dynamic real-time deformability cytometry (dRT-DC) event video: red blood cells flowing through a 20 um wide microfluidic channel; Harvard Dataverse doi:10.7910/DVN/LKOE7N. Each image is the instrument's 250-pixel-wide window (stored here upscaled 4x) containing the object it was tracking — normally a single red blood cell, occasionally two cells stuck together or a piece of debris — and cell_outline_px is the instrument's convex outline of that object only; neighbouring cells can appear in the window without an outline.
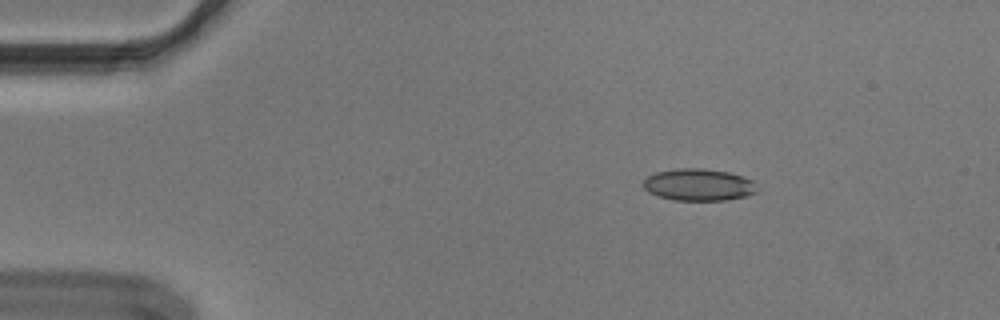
{"species": "Egyptian fruit bat (a non-hibernating species)", "species_latin": "Rousettus aegyptiacus", "temperature_condition": "cold", "stored_images_in_passage": 47, "camera_frame_rate_fps": 3000, "um_per_image_px": 0.085, "animal": {"sex": "male"}, "frame": {"image": 1, "passage_image": 1, "time_ms": 0.0, "image_size_px": [1000, 320], "cell_outline_px": [[760, 192], [728, 200], [676, 200], [660, 196], [648, 192], [644, 188], [644, 180], [648, 176], [656, 172], [676, 168], [704, 168], [728, 172], [744, 176], [752, 180]], "centroid_in_image_um": [59.42, 15.69], "position_along_channel_um": 25.6, "area_um2": 21.27}}
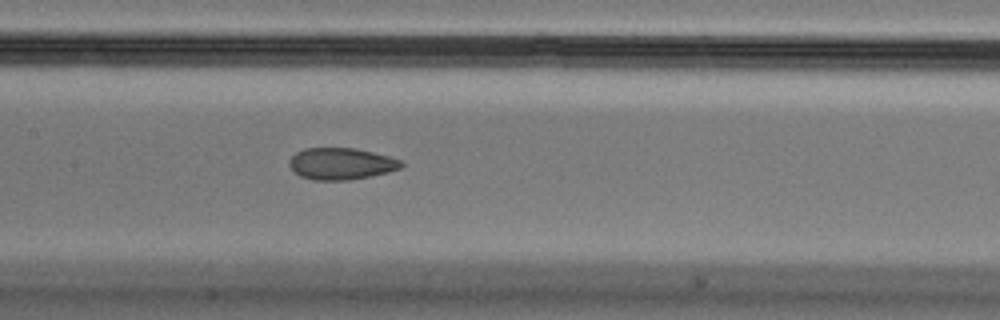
{"frame": {"image": 2, "passage_image": 19, "time_ms": 6.0, "image_size_px": [1000, 320], "cell_outline_px": [[404, 164], [400, 168], [388, 172], [348, 180], [312, 180], [300, 176], [288, 164], [288, 160], [296, 152], [304, 148], [356, 148], [404, 160]], "centroid_in_image_um": [28.99, 13.91], "position_along_channel_um": 178.4, "area_um2": 20.69}}
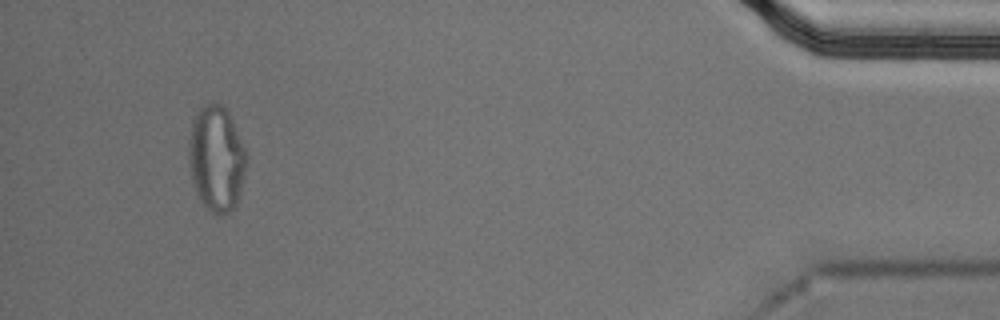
{"frame": {"image": 3, "passage_image": 44, "time_ms": 14.333, "image_size_px": [1000, 320], "cell_outline_px": [[248, 156], [240, 196], [236, 204], [228, 212], [216, 216], [200, 200], [192, 184], [188, 164], [188, 140], [192, 120], [200, 108], [204, 104], [216, 100], [228, 112], [232, 120]], "centroid_in_image_um": [18.38, 13.47], "position_along_channel_um": 416.8, "area_um2": 35.95}, "authors_computed_cell_mechanics": {"area_um2": 21.8484, "velocity_mm_per_s": 3.6456, "shape_relaxation_time_tau1_ms": null, "shape_relaxation_time_tau2_ms": 1.5307, "deformation_change_tau1": null, "deformation_change_tau2": 0.0645}}